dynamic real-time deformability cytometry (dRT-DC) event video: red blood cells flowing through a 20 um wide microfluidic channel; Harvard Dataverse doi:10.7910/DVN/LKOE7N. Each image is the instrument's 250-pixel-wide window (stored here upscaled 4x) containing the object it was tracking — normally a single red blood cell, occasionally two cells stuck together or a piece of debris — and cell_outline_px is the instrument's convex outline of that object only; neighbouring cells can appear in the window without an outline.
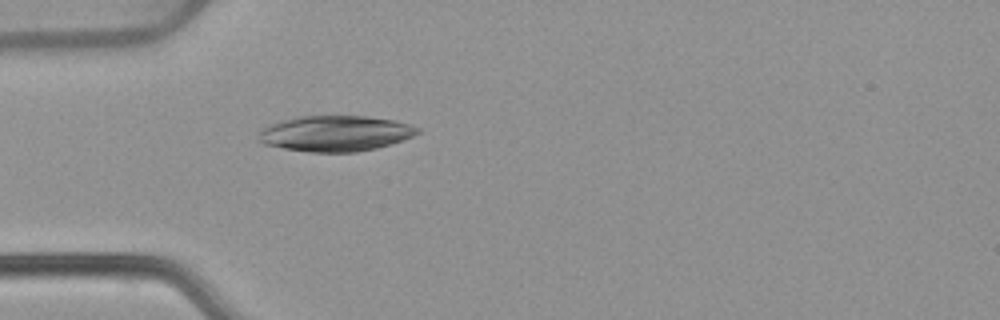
{"species": "common noctule bat (a hibernating species)", "species_latin": "Nyctalus noctula", "temperature_condition": "warm", "stored_images_in_passage": 53, "camera_frame_rate_fps": 3000, "um_per_image_px": 0.085, "animal": {"sex": "female", "body_mass_g": 22.7, "forearm_length_mm": 54.2}, "frame": {"image": 1, "passage_image": 16, "time_ms": 5.0, "image_size_px": [1000, 320], "cell_outline_px": [[420, 132], [412, 136], [392, 144], [376, 148], [356, 152], [308, 152], [284, 148], [264, 144], [256, 140], [256, 132], [272, 124], [284, 120], [300, 116], [368, 116], [396, 120], [412, 124], [420, 128]], "centroid_in_image_um": [28.52, 11.34], "position_along_channel_um": 56.5, "area_um2": 33.29}}
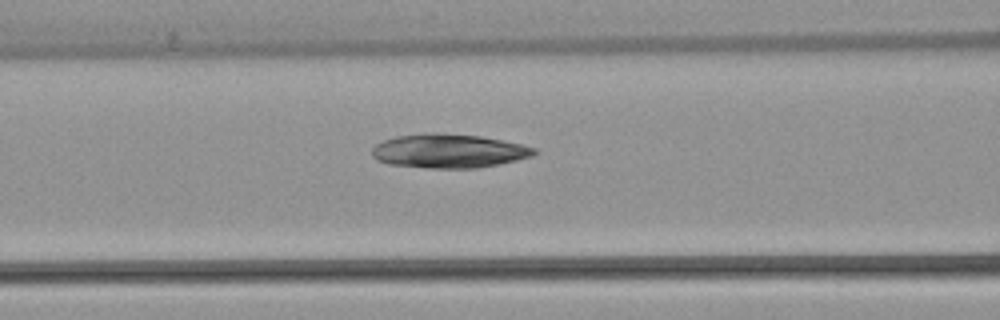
{"frame": {"image": 2, "passage_image": 22, "time_ms": 7.0, "image_size_px": [1000, 320], "cell_outline_px": [[536, 152], [532, 156], [500, 164], [476, 168], [428, 168], [388, 164], [376, 160], [372, 156], [372, 148], [376, 144], [384, 140], [396, 136], [424, 132], [480, 136], [520, 144], [536, 148]], "centroid_in_image_um": [38.1, 12.84], "position_along_channel_um": 128.5, "area_um2": 32.02}}
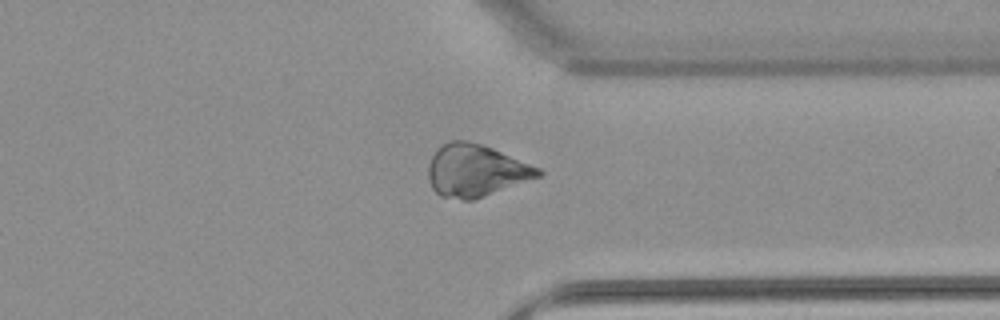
{"frame": {"image": 3, "passage_image": 41, "time_ms": 13.333, "image_size_px": [1000, 320], "cell_outline_px": [[544, 172], [540, 176], [476, 200], [464, 200], [440, 196], [432, 188], [428, 180], [428, 164], [436, 148], [448, 140], [468, 140], [492, 148], [540, 168]], "centroid_in_image_um": [40.41, 14.5], "position_along_channel_um": 371.0, "area_um2": 33.64}}